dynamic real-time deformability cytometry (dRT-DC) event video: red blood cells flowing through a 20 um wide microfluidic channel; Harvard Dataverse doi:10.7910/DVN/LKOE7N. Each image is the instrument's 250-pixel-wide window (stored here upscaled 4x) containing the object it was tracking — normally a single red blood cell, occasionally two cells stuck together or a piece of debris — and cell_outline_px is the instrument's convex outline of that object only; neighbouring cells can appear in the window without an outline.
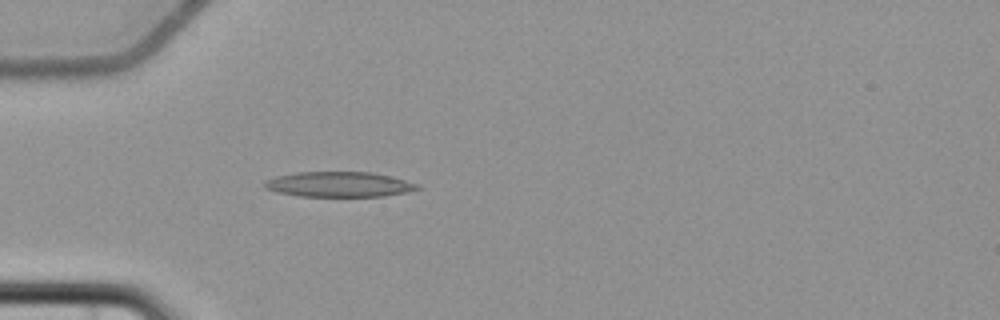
{"species": "common noctule bat (a hibernating species)", "species_latin": "Nyctalus noctula", "temperature_condition": "cold", "stored_images_in_passage": 5, "camera_frame_rate_fps": 3000, "um_per_image_px": 0.085, "animal": {"sex": "female", "body_mass_g": 22.7, "forearm_length_mm": 54.2}, "frame": {"image": 1, "passage_image": 5, "time_ms": 5.667, "image_size_px": [1000, 320], "cell_outline_px": [[424, 188], [408, 192], [384, 196], [300, 196], [276, 192], [264, 188], [264, 180], [276, 176], [296, 172], [372, 172], [392, 176], [420, 184]], "centroid_in_image_um": [28.86, 15.67], "position_along_channel_um": 56.1, "area_um2": 22.72}}